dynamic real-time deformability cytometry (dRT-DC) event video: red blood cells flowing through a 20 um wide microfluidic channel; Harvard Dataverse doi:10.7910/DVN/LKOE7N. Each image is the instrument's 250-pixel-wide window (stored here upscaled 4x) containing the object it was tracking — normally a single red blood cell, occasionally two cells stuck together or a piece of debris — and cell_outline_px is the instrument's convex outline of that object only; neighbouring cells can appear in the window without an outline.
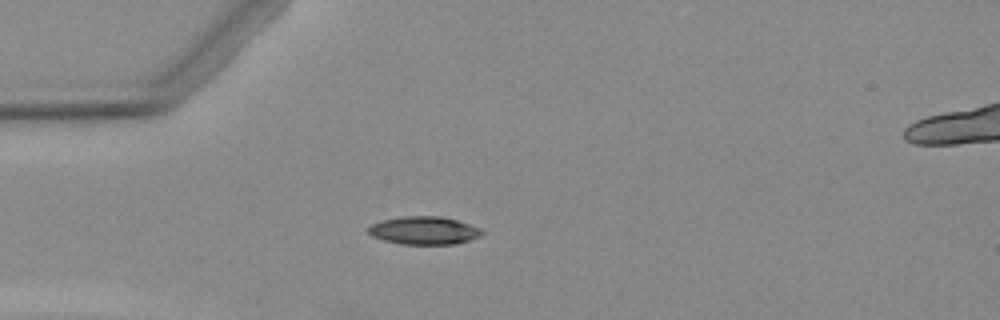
{"species": "Egyptian fruit bat (a non-hibernating species)", "species_latin": "Rousettus aegyptiacus", "temperature_condition": "warm", "stored_images_in_passage": 2, "camera_frame_rate_fps": 3000, "um_per_image_px": 0.085, "animal": {"sex": "female"}, "frame": {"image": 1, "passage_image": 1, "time_ms": 0.0, "image_size_px": [1000, 320], "cell_outline_px": [[484, 232], [480, 236], [456, 244], [400, 244], [384, 240], [372, 236], [368, 232], [368, 228], [372, 224], [380, 220], [404, 216], [440, 216], [456, 220], [480, 228]], "centroid_in_image_um": [36.02, 19.59], "position_along_channel_um": 49.0, "area_um2": 18.44}}